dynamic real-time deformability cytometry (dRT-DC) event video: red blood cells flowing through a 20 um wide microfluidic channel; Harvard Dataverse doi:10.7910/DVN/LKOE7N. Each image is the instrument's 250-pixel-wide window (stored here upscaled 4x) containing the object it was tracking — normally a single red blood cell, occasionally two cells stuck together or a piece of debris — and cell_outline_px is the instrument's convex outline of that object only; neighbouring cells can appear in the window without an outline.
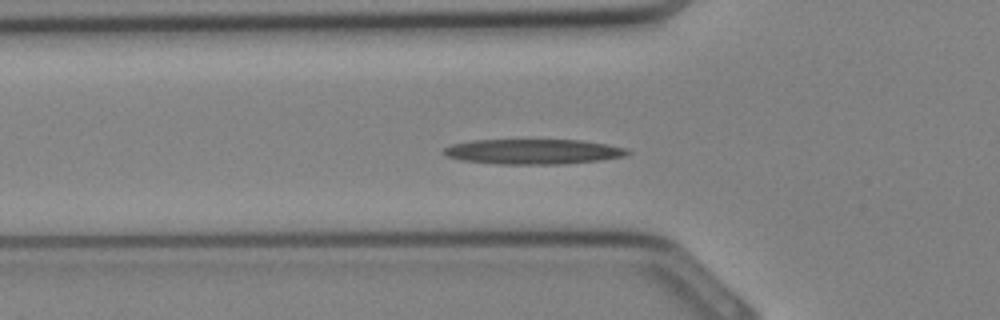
{"species": "Egyptian fruit bat (a non-hibernating species)", "species_latin": "Rousettus aegyptiacus", "temperature_condition": "cold", "stored_images_in_passage": 5, "camera_frame_rate_fps": 3000, "um_per_image_px": 0.085, "animal": {"sex": "female"}, "frame": {"image": 1, "passage_image": 2, "time_ms": 0.333, "image_size_px": [1000, 320], "cell_outline_px": [[632, 152], [624, 156], [600, 160], [564, 164], [496, 164], [464, 160], [448, 156], [440, 152], [444, 148], [452, 144], [472, 140], [580, 140], [628, 148]], "centroid_in_image_um": [45.32, 12.89], "position_along_channel_um": 80.5, "area_um2": 26.82}}
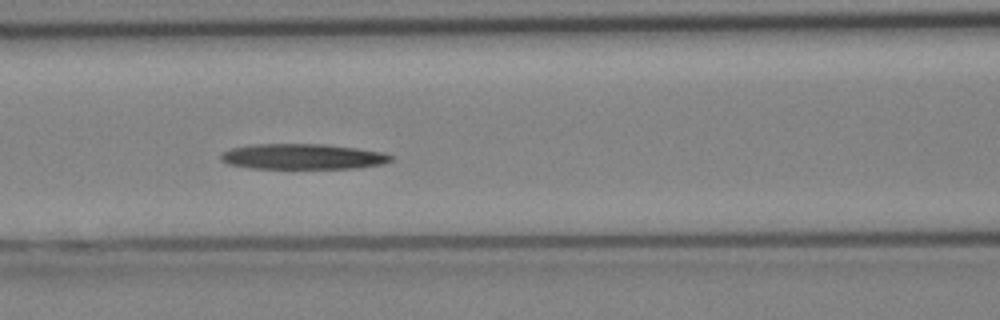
{"frame": {"image": 2, "passage_image": 5, "time_ms": 1.333, "image_size_px": [1000, 320], "cell_outline_px": [[392, 160], [384, 164], [352, 168], [252, 168], [228, 164], [220, 160], [220, 156], [224, 152], [232, 148], [252, 144], [324, 144], [356, 148], [384, 152], [392, 156]], "centroid_in_image_um": [25.74, 13.3], "position_along_channel_um": 140.9, "area_um2": 25.14}}